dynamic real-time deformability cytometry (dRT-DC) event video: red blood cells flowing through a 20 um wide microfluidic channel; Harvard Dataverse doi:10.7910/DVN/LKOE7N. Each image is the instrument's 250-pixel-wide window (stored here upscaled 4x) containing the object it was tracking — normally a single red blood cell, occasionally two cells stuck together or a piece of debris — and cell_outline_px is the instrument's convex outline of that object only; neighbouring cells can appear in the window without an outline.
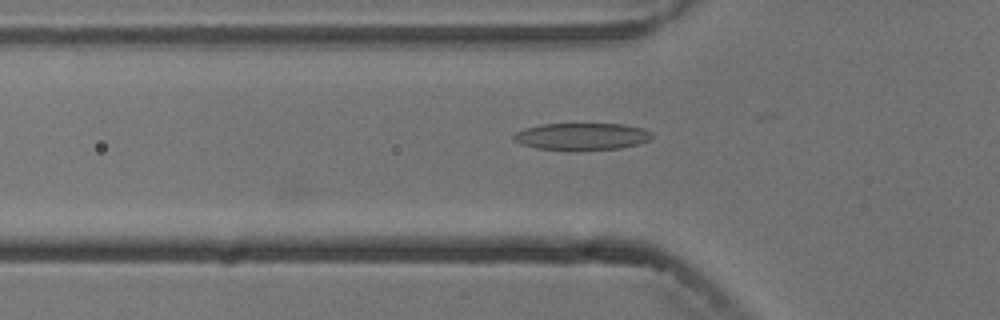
{"species": "common noctule bat (a hibernating species)", "species_latin": "Nyctalus noctula", "temperature_condition": "cold", "stored_images_in_passage": 6, "camera_frame_rate_fps": 3000, "um_per_image_px": 0.085, "animal": {"sex": "male", "body_mass_g": 13.3}, "frame": {"image": 1, "passage_image": 6, "time_ms": 5.667, "image_size_px": [1000, 320], "cell_outline_px": [[652, 136], [648, 140], [636, 144], [620, 148], [536, 148], [524, 144], [516, 140], [512, 136], [516, 132], [524, 128], [540, 124], [624, 124], [644, 128], [652, 132]], "centroid_in_image_um": [49.48, 11.55], "position_along_channel_um": 76.3, "area_um2": 20.92}}